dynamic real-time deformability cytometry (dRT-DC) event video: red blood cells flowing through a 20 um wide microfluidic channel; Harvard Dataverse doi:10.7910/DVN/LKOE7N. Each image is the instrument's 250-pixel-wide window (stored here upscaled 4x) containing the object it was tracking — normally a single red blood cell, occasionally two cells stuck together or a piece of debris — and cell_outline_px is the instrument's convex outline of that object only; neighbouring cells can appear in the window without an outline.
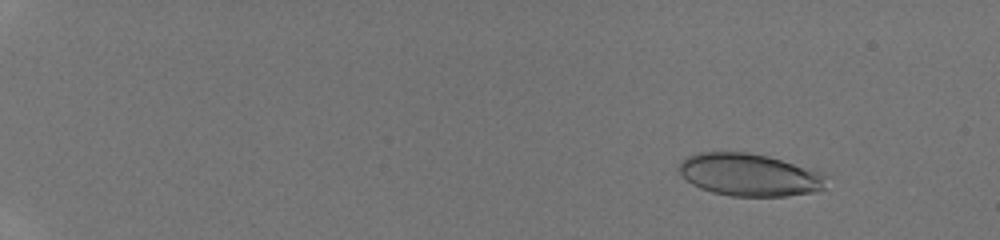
{"species": "human", "species_latin": "Homo sapiens", "temperature_condition": "room temperature", "stored_images_in_passage": 48, "camera_frame_rate_fps": 3000, "um_per_image_px": 0.085, "donor": {"sex": "male"}, "frame": {"image": 1, "passage_image": 7, "time_ms": 2.0, "image_size_px": [1000, 240], "cell_outline_px": [[828, 172], [824, 188], [812, 192], [784, 196], [732, 196], [712, 192], [700, 188], [692, 184], [676, 168], [688, 156], [700, 152], [748, 152], [768, 156]], "centroid_in_image_um": [63.76, 14.85], "position_along_channel_um": 21.2, "area_um2": 36.7}}
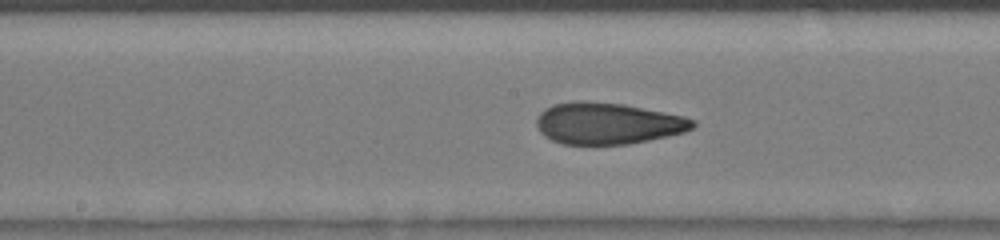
{"frame": {"image": 2, "passage_image": 29, "time_ms": 9.333, "image_size_px": [1000, 240], "cell_outline_px": [[696, 124], [692, 128], [684, 132], [668, 136], [628, 144], [564, 144], [552, 140], [544, 136], [540, 132], [536, 124], [536, 120], [540, 112], [544, 108], [552, 104], [580, 100], [584, 100], [624, 104], [684, 116], [696, 120]], "centroid_in_image_um": [51.64, 10.48], "position_along_channel_um": 196.6, "area_um2": 37.97}}
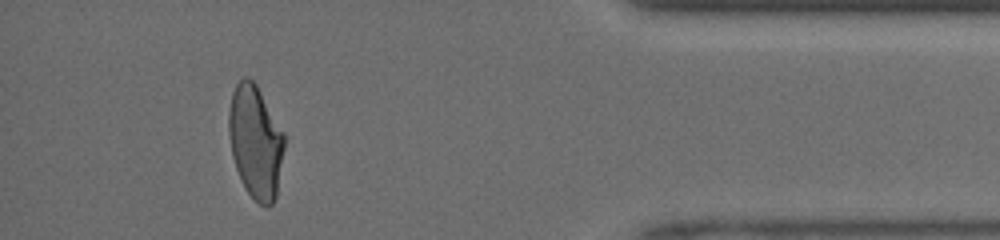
{"frame": {"image": 3, "passage_image": 45, "time_ms": 14.667, "image_size_px": [1000, 240], "cell_outline_px": [[284, 148], [276, 196], [272, 204], [268, 208], [260, 204], [248, 192], [236, 168], [232, 156], [228, 132], [228, 112], [232, 92], [236, 84], [244, 76], [248, 76], [256, 84], [284, 132]], "centroid_in_image_um": [21.71, 12.02], "position_along_channel_um": 413.5, "area_um2": 36.41}}